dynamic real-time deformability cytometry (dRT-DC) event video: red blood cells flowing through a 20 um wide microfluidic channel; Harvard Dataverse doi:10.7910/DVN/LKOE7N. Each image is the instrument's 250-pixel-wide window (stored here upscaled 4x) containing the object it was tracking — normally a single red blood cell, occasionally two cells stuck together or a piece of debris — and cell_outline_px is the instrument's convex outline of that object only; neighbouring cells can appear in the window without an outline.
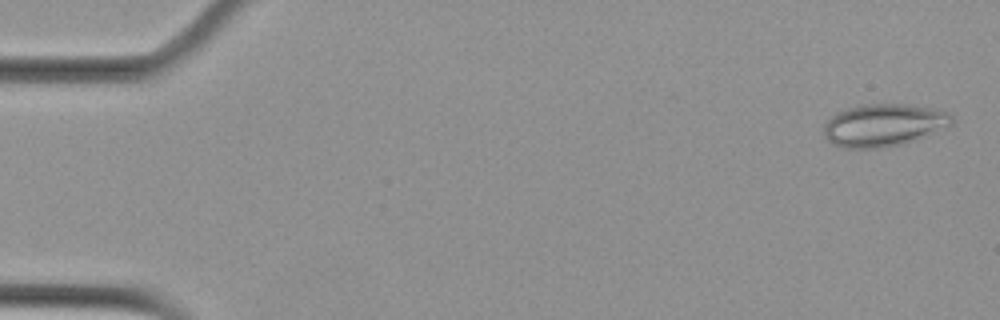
{"species": "Egyptian fruit bat (a non-hibernating species)", "species_latin": "Rousettus aegyptiacus", "temperature_condition": "cold", "stored_images_in_passage": 5, "camera_frame_rate_fps": 3000, "um_per_image_px": 0.085, "animal": {"sex": "female"}, "frame": {"image": 1, "passage_image": 1, "time_ms": 0.0, "image_size_px": [1000, 320], "cell_outline_px": [[956, 124], [912, 140], [900, 144], [880, 148], [840, 148], [832, 144], [824, 136], [824, 124], [836, 112], [856, 104], [904, 104], [932, 108], [948, 112], [956, 120]], "centroid_in_image_um": [75.1, 10.62], "position_along_channel_um": 9.9, "area_um2": 31.91}}